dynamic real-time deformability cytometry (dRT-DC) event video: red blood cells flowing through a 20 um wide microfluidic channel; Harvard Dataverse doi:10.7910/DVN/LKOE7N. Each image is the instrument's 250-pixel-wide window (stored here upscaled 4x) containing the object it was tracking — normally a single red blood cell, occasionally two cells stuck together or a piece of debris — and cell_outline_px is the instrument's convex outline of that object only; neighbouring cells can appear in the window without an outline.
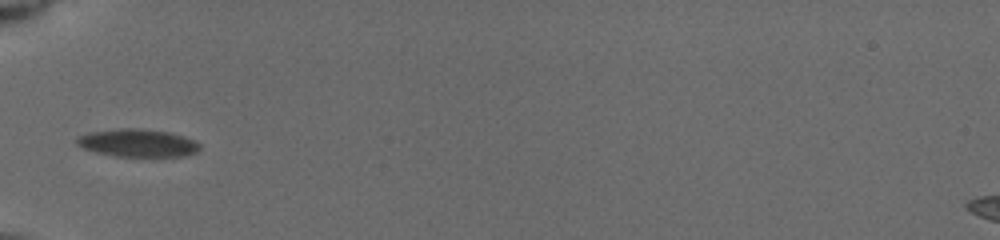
{"species": "common noctule bat (a hibernating species)", "species_latin": "Nyctalus noctula", "temperature_condition": "cold", "stored_images_in_passage": 30, "camera_frame_rate_fps": 3000, "um_per_image_px": 0.085, "animal": {"sex": "female", "body_mass_g": 19.5, "forearm_length_mm": 54.1}, "frame": {"image": 1, "passage_image": 1, "time_ms": 0.0, "image_size_px": [1000, 240], "cell_outline_px": [[200, 148], [196, 152], [184, 156], [116, 156], [96, 152], [84, 148], [76, 144], [76, 136], [88, 132], [120, 128], [140, 128], [168, 132], [184, 136], [196, 140], [200, 144]], "centroid_in_image_um": [11.7, 12.14], "position_along_channel_um": 73.3, "area_um2": 20.0}}
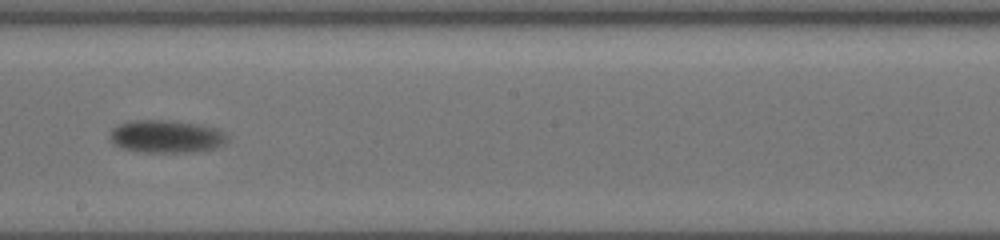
{"frame": {"image": 2, "passage_image": 17, "time_ms": 4.333, "image_size_px": [1000, 240], "cell_outline_px": [[228, 140], [224, 144], [216, 148], [196, 152], [136, 152], [124, 148], [116, 144], [108, 136], [112, 128], [116, 124], [132, 120], [172, 120], [196, 124], [216, 128], [224, 132], [228, 136]], "centroid_in_image_um": [14.14, 11.6], "position_along_channel_um": 234.1, "area_um2": 22.66}}
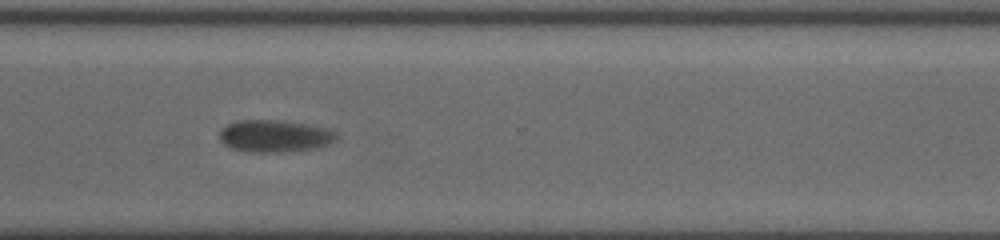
{"frame": {"image": 3, "passage_image": 29, "time_ms": 7.333, "image_size_px": [1000, 240], "cell_outline_px": [[340, 136], [336, 140], [320, 148], [280, 152], [256, 152], [232, 148], [224, 144], [220, 140], [220, 128], [236, 120], [284, 120], [328, 128], [336, 132]], "centroid_in_image_um": [23.39, 11.55], "position_along_channel_um": 347.2, "area_um2": 22.14}}